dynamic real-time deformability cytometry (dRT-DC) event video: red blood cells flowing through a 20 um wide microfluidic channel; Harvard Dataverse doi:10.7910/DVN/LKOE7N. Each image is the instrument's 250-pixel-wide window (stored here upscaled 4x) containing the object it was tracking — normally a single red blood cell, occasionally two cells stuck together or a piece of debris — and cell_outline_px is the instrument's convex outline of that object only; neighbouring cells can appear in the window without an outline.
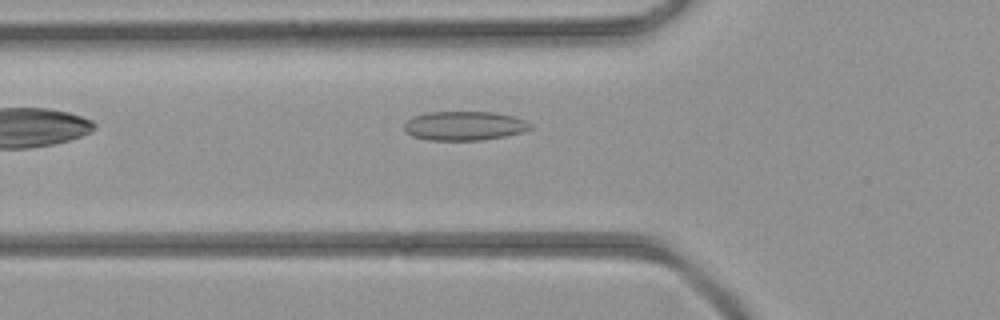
{"species": "common noctule bat (a hibernating species)", "species_latin": "Nyctalus noctula", "temperature_condition": "room temperature", "stored_images_in_passage": 5, "camera_frame_rate_fps": 3000, "um_per_image_px": 0.085, "animal": {"sex": "female", "body_mass_g": 21.9}, "frame": {"image": 1, "passage_image": 5, "time_ms": 4.667, "image_size_px": [1000, 320], "cell_outline_px": [[532, 128], [524, 132], [504, 136], [480, 140], [428, 140], [412, 136], [404, 132], [404, 124], [412, 116], [428, 112], [492, 112], [512, 116], [524, 120], [532, 124]], "centroid_in_image_um": [39.44, 10.69], "position_along_channel_um": 86.4, "area_um2": 21.44}}